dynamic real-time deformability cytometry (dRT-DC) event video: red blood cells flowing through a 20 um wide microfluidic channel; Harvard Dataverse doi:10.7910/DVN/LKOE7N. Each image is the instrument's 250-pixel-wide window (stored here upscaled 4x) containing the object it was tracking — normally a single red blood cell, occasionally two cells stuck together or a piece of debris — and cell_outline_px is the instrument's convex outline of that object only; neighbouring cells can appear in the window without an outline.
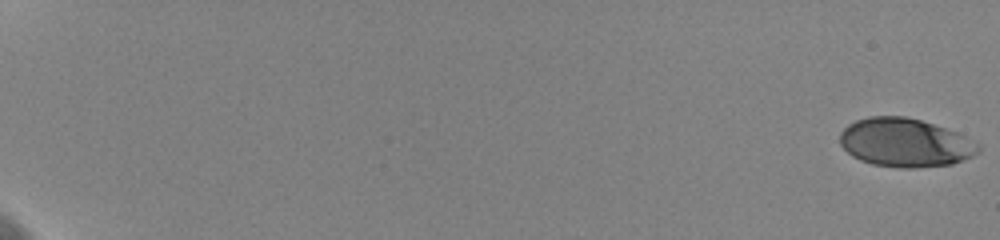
{"species": "human", "species_latin": "Homo sapiens", "temperature_condition": "cold", "stored_images_in_passage": 60, "camera_frame_rate_fps": 3000, "um_per_image_px": 0.085, "donor": {"sex": "female"}, "frame": {"image": 1, "passage_image": 1, "time_ms": 0.0, "image_size_px": [1000, 240], "cell_outline_px": [[980, 148], [972, 156], [964, 160], [952, 164], [916, 168], [896, 168], [872, 164], [860, 160], [852, 156], [840, 144], [840, 132], [848, 124], [856, 120], [868, 116], [904, 116], [920, 120], [956, 132]], "centroid_in_image_um": [76.86, 12.13], "position_along_channel_um": 8.1, "area_um2": 38.84}}
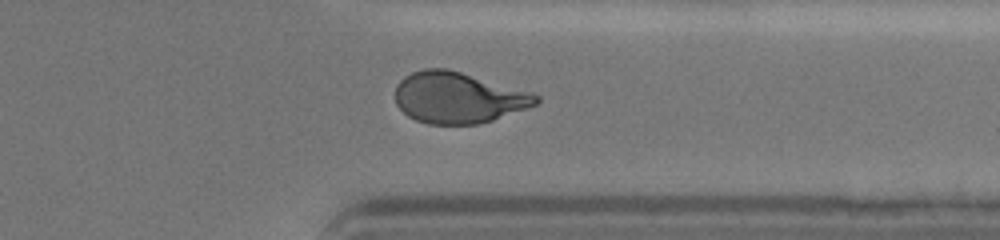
{"frame": {"image": 2, "passage_image": 50, "time_ms": 16.333, "image_size_px": [1000, 240], "cell_outline_px": [[540, 100], [536, 104], [528, 108], [480, 124], [428, 124], [416, 120], [408, 116], [396, 104], [396, 84], [404, 76], [412, 72], [424, 68], [448, 68], [532, 92], [540, 96]], "centroid_in_image_um": [38.95, 8.29], "position_along_channel_um": 372.5, "area_um2": 42.08}}
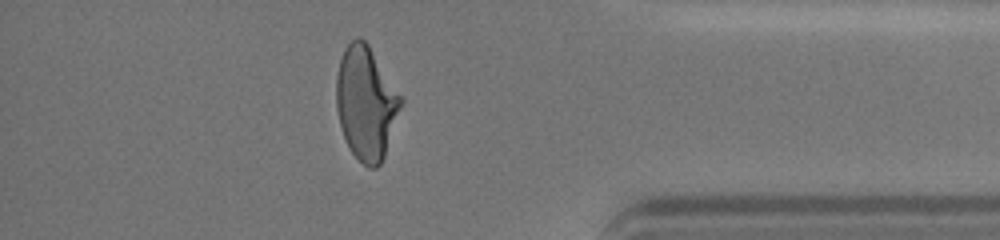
{"frame": {"image": 3, "passage_image": 54, "time_ms": 17.667, "image_size_px": [1000, 240], "cell_outline_px": [[404, 100], [384, 156], [380, 164], [376, 168], [368, 168], [352, 152], [344, 136], [340, 124], [336, 108], [336, 76], [340, 60], [344, 48], [356, 36], [360, 36], [368, 44]], "centroid_in_image_um": [31.11, 8.73], "position_along_channel_um": 404.1, "area_um2": 42.31}, "authors_computed_cell_mechanics": {"area_um2": 41.6738, "velocity_mm_per_s": 3.6098, "shape_relaxation_time_tau1_ms": 3.9686, "shape_relaxation_time_tau2_ms": 0.7346, "deformation_change_tau1": 0.1914, "deformation_change_tau2": 0.0748}}